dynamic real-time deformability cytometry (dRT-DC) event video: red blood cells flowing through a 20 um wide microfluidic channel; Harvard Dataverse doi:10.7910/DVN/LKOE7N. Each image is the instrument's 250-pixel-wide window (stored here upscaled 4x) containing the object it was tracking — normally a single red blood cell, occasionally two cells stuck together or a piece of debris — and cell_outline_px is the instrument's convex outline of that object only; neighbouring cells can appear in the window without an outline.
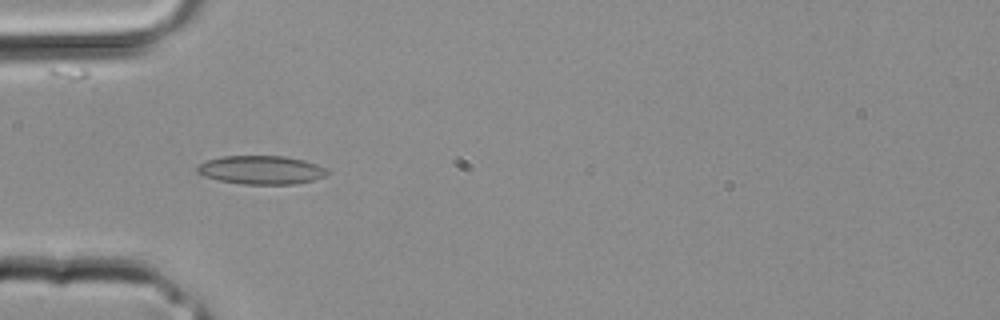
{"species": "common noctule bat (a hibernating species)", "species_latin": "Nyctalus noctula", "temperature_condition": "room temperature", "stored_images_in_passage": 31, "camera_frame_rate_fps": 3000, "um_per_image_px": 0.085, "animal": {"sex": "male", "body_mass_g": 20.4}, "frame": {"image": 1, "passage_image": 9, "time_ms": 2.667, "image_size_px": [1000, 320], "cell_outline_px": [[328, 172], [324, 176], [312, 180], [296, 184], [244, 184], [216, 180], [204, 176], [196, 172], [196, 168], [200, 164], [208, 160], [220, 156], [284, 156], [304, 160], [328, 168]], "centroid_in_image_um": [22.19, 14.44], "position_along_channel_um": 62.8, "area_um2": 21.68}}
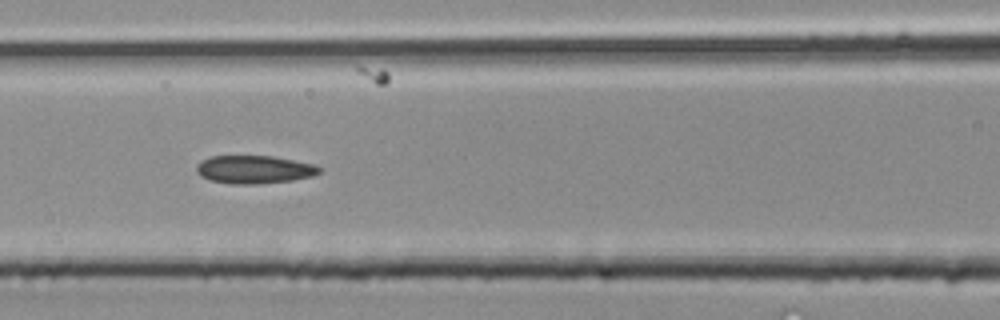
{"frame": {"image": 2, "passage_image": 13, "time_ms": 4.0, "image_size_px": [1000, 320], "cell_outline_px": [[320, 172], [312, 176], [292, 180], [260, 184], [228, 184], [212, 180], [200, 176], [196, 172], [196, 164], [200, 160], [212, 156], [272, 156], [316, 164], [320, 168]], "centroid_in_image_um": [21.59, 14.41], "position_along_channel_um": 145.0, "area_um2": 20.23}}
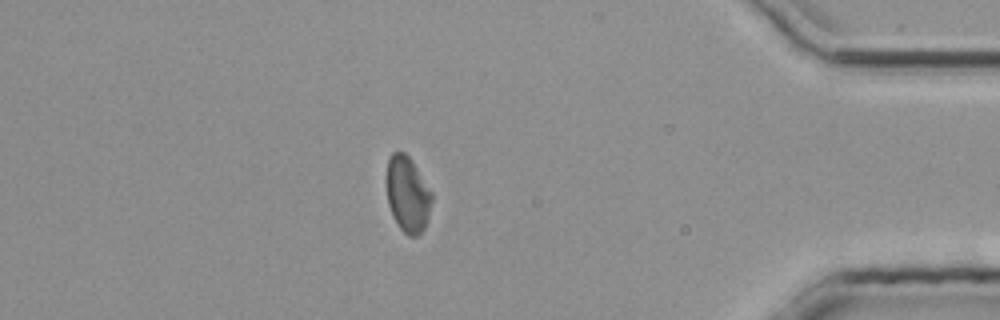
{"frame": {"image": 3, "passage_image": 27, "time_ms": 8.667, "image_size_px": [1000, 320], "cell_outline_px": [[432, 200], [428, 216], [424, 228], [416, 236], [408, 236], [400, 228], [392, 216], [388, 204], [388, 156], [392, 152], [404, 152], [412, 160], [432, 192]], "centroid_in_image_um": [34.66, 16.51], "position_along_channel_um": 400.5, "area_um2": 19.71}}